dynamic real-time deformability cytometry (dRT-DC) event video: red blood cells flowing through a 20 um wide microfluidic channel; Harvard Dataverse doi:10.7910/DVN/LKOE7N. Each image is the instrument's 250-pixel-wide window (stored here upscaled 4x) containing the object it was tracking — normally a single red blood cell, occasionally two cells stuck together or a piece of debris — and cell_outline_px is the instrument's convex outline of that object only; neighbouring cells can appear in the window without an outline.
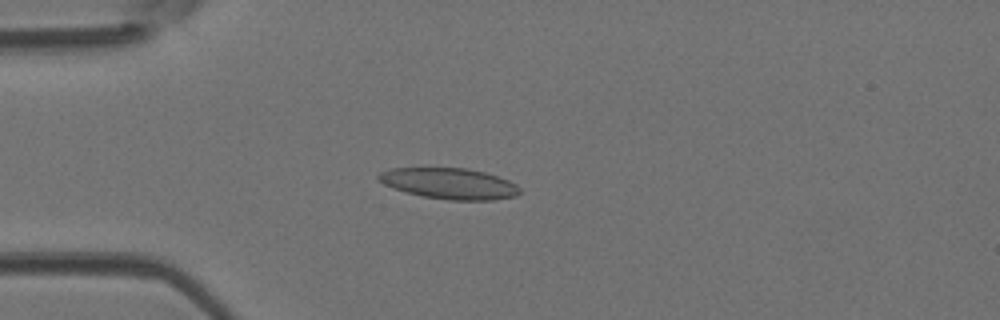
{"species": "Egyptian fruit bat (a non-hibernating species)", "species_latin": "Rousettus aegyptiacus", "temperature_condition": "room temperature", "stored_images_in_passage": 48, "camera_frame_rate_fps": 3000, "um_per_image_px": 0.085, "animal": {"sex": "female"}, "frame": {"image": 1, "passage_image": 13, "time_ms": 4.0, "image_size_px": [1000, 320], "cell_outline_px": [[520, 192], [516, 196], [492, 200], [448, 200], [424, 196], [404, 192], [384, 184], [376, 180], [376, 176], [380, 172], [392, 168], [468, 168], [484, 172], [508, 180], [516, 184], [520, 188]], "centroid_in_image_um": [38.17, 15.6], "position_along_channel_um": 46.8, "area_um2": 25.49}}
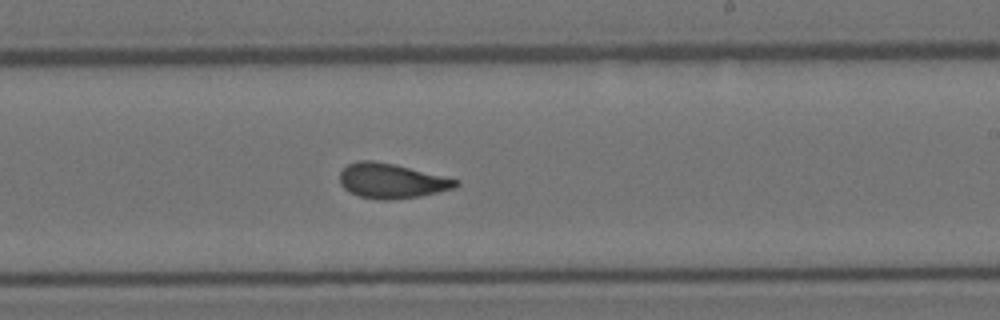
{"frame": {"image": 2, "passage_image": 29, "time_ms": 9.333, "image_size_px": [1000, 320], "cell_outline_px": [[460, 184], [456, 188], [420, 196], [392, 200], [380, 200], [360, 196], [344, 188], [340, 184], [340, 172], [348, 164], [360, 160], [372, 160], [392, 164], [460, 180]], "centroid_in_image_um": [33.3, 15.38], "position_along_channel_um": 255.7, "area_um2": 23.35}}
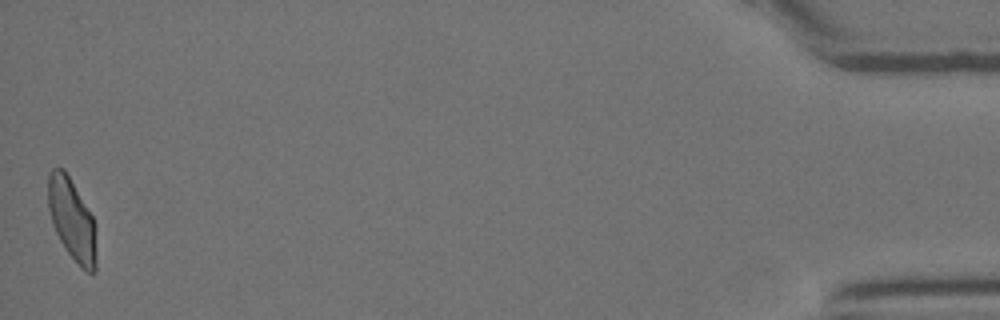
{"frame": {"image": 3, "passage_image": 48, "time_ms": 15.667, "image_size_px": [1000, 320], "cell_outline_px": [[96, 272], [88, 272], [80, 268], [68, 252], [60, 240], [52, 224], [48, 208], [48, 172], [52, 168], [64, 168], [92, 216], [96, 224]], "centroid_in_image_um": [6.12, 18.68], "position_along_channel_um": 429.1, "area_um2": 23.06}, "authors_computed_cell_mechanics": {"area_um2": 23.7558, "velocity_mm_per_s": 4.2111, "shape_relaxation_time_tau1_ms": null, "shape_relaxation_time_tau2_ms": 1.9605, "deformation_change_tau1": null, "deformation_change_tau2": 0.078}}